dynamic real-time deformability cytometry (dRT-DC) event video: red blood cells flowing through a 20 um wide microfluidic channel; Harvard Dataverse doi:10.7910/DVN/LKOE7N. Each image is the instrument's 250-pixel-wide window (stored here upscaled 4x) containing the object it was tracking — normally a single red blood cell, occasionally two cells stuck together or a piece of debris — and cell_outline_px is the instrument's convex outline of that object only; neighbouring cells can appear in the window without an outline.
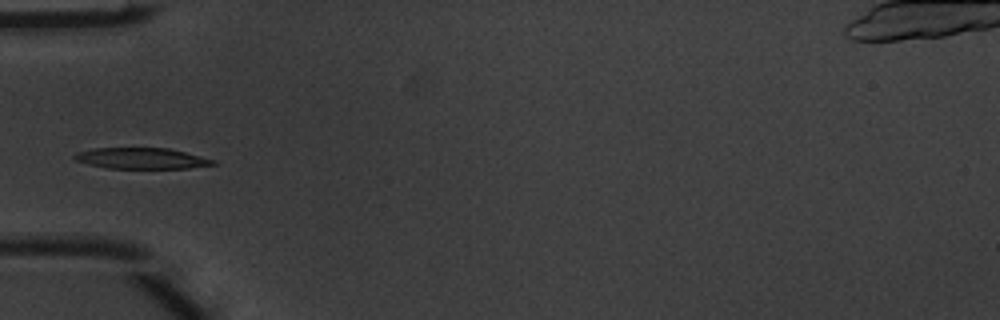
{"species": "common noctule bat (a hibernating species)", "species_latin": "Nyctalus noctula", "temperature_condition": "warm", "stored_images_in_passage": 6, "camera_frame_rate_fps": 3000, "um_per_image_px": 0.085, "animal": {"sex": "male", "body_mass_g": 20.1, "forearm_length_mm": 53.5}, "frame": {"image": 1, "passage_image": 4, "time_ms": 1.0, "image_size_px": [1000, 320], "cell_outline_px": [[220, 164], [188, 168], [108, 168], [88, 164], [76, 160], [72, 156], [76, 152], [92, 148], [168, 148], [216, 160]], "centroid_in_image_um": [12.04, 13.46], "position_along_channel_um": 73.0, "area_um2": 16.94}}
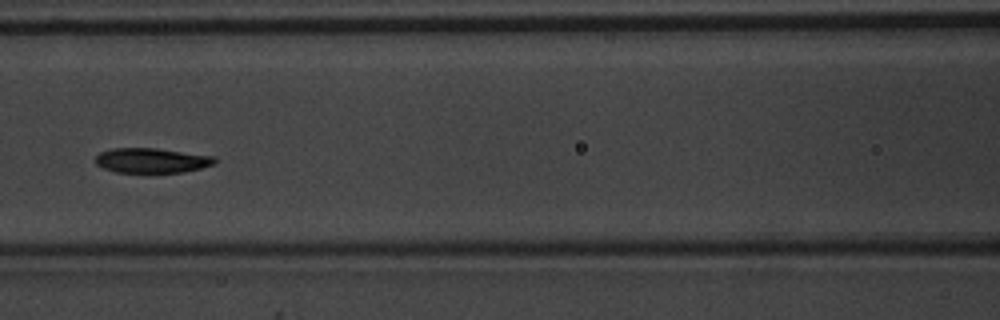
{"frame": {"image": 2, "passage_image": 6, "time_ms": 1.667, "image_size_px": [1000, 320], "cell_outline_px": [[216, 164], [200, 168], [180, 172], [116, 172], [104, 168], [96, 164], [96, 156], [100, 152], [112, 148], [156, 148], [216, 156]], "centroid_in_image_um": [12.92, 13.63], "position_along_channel_um": 153.7, "area_um2": 17.22}}